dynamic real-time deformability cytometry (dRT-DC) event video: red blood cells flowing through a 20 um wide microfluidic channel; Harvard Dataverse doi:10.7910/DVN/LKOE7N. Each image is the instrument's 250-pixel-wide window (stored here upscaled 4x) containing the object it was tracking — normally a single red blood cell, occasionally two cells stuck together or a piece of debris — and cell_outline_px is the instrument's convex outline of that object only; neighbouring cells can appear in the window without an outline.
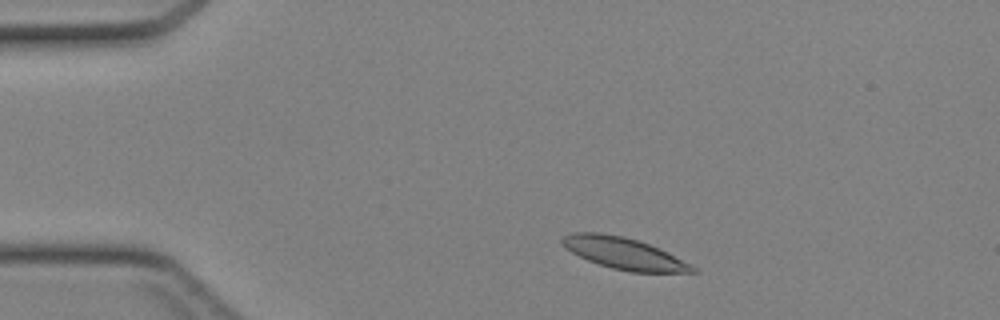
{"species": "Egyptian fruit bat (a non-hibernating species)", "species_latin": "Rousettus aegyptiacus", "temperature_condition": "cold", "stored_images_in_passage": 37, "camera_frame_rate_fps": 3000, "um_per_image_px": 0.085, "animal": {"sex": "female"}, "frame": {"image": 1, "passage_image": 1, "time_ms": 0.0, "image_size_px": [1000, 320], "cell_outline_px": [[696, 272], [628, 272], [612, 268], [588, 260], [572, 252], [560, 240], [564, 236], [572, 232], [600, 232], [624, 236], [648, 244], [668, 252], [692, 264], [696, 268]], "centroid_in_image_um": [53.05, 21.53], "position_along_channel_um": 31.9, "area_um2": 23.76}}
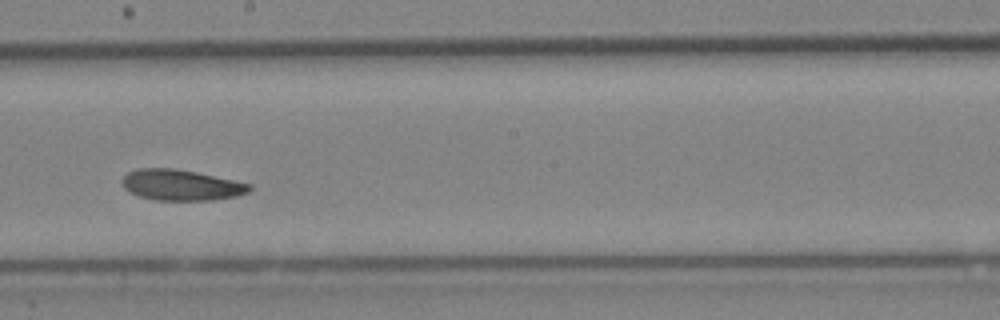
{"frame": {"image": 2, "passage_image": 18, "time_ms": 5.667, "image_size_px": [1000, 320], "cell_outline_px": [[252, 188], [248, 192], [236, 196], [212, 200], [156, 200], [140, 196], [128, 192], [124, 188], [124, 176], [128, 172], [140, 168], [172, 168], [196, 172], [252, 184]], "centroid_in_image_um": [15.41, 15.73], "position_along_channel_um": 232.8, "area_um2": 22.66}}
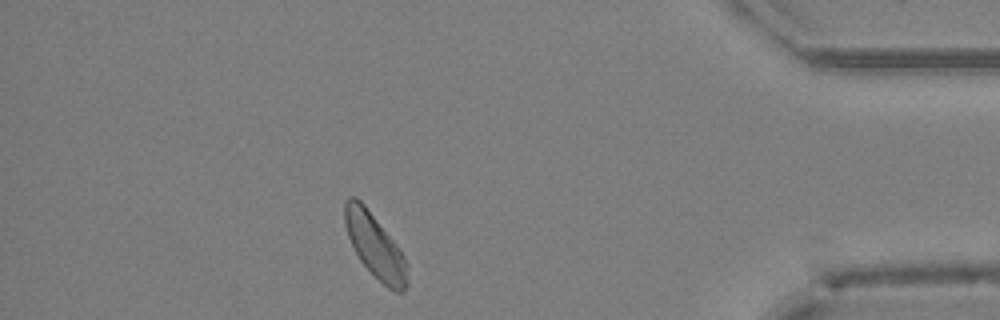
{"frame": {"image": 3, "passage_image": 32, "time_ms": 10.333, "image_size_px": [1000, 320], "cell_outline_px": [[408, 284], [404, 292], [396, 292], [388, 288], [360, 260], [348, 236], [344, 224], [344, 200], [348, 196], [356, 196], [364, 204], [396, 244], [404, 256], [408, 264]], "centroid_in_image_um": [31.88, 20.88], "position_along_channel_um": 403.3, "area_um2": 23.18}}